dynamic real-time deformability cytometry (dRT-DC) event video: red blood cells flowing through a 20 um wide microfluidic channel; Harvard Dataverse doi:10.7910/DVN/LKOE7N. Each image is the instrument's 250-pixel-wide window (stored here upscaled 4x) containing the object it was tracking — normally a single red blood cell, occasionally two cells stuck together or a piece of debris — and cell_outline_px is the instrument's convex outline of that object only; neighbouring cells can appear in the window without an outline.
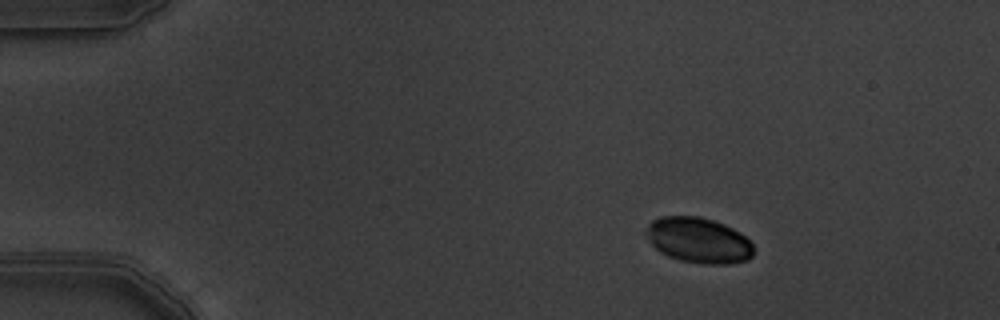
{"species": "common noctule bat (a hibernating species)", "species_latin": "Nyctalus noctula", "temperature_condition": "warm", "stored_images_in_passage": 5, "camera_frame_rate_fps": 3000, "um_per_image_px": 0.085, "animal": {"sex": "male", "body_mass_g": 19.5, "forearm_length_mm": 54.6}, "frame": {"image": 1, "passage_image": 1, "time_ms": 0.0, "image_size_px": [1000, 320], "cell_outline_px": [[752, 256], [748, 260], [728, 264], [704, 264], [680, 260], [668, 256], [660, 252], [648, 240], [648, 224], [652, 220], [660, 216], [700, 216], [724, 224], [740, 232], [752, 240]], "centroid_in_image_um": [59.4, 20.42], "position_along_channel_um": 25.6, "area_um2": 28.5}}
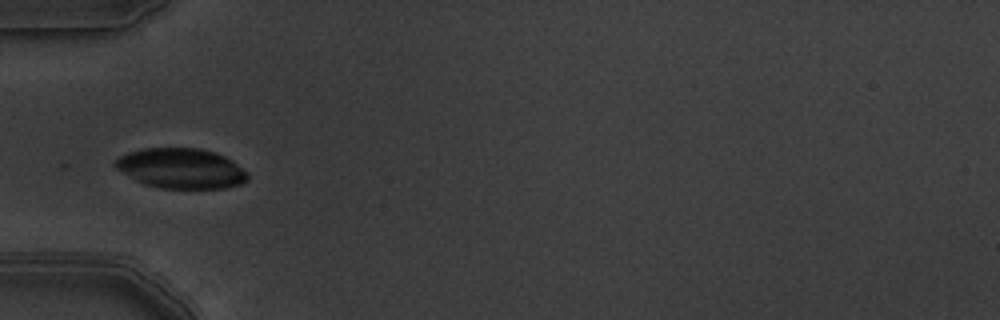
{"frame": {"image": 2, "passage_image": 4, "time_ms": 1.0, "image_size_px": [1000, 320], "cell_outline_px": [[248, 180], [240, 184], [228, 188], [160, 188], [144, 184], [136, 180], [116, 168], [112, 164], [120, 156], [128, 152], [144, 148], [200, 148], [224, 156], [232, 160], [248, 172]], "centroid_in_image_um": [15.41, 14.31], "position_along_channel_um": 69.6, "area_um2": 30.92}}